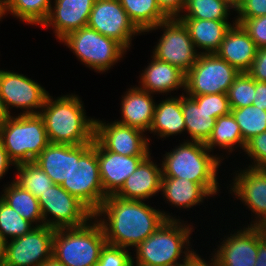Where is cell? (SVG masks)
Instances as JSON below:
<instances>
[{"label":"cell","mask_w":266,"mask_h":266,"mask_svg":"<svg viewBox=\"0 0 266 266\" xmlns=\"http://www.w3.org/2000/svg\"><path fill=\"white\" fill-rule=\"evenodd\" d=\"M94 218L101 225L108 244L127 249L137 247L165 220H174L175 217L143 201L109 195L94 212Z\"/></svg>","instance_id":"6da1fadb"},{"label":"cell","mask_w":266,"mask_h":266,"mask_svg":"<svg viewBox=\"0 0 266 266\" xmlns=\"http://www.w3.org/2000/svg\"><path fill=\"white\" fill-rule=\"evenodd\" d=\"M49 143L81 145L93 143L95 119L88 118L83 103L75 94L53 99L48 95L39 112Z\"/></svg>","instance_id":"7a4b0ae2"},{"label":"cell","mask_w":266,"mask_h":266,"mask_svg":"<svg viewBox=\"0 0 266 266\" xmlns=\"http://www.w3.org/2000/svg\"><path fill=\"white\" fill-rule=\"evenodd\" d=\"M163 160L162 177L185 178L200 184L211 196L218 193L217 171L222 159L210 155L205 143L186 140Z\"/></svg>","instance_id":"3957f363"},{"label":"cell","mask_w":266,"mask_h":266,"mask_svg":"<svg viewBox=\"0 0 266 266\" xmlns=\"http://www.w3.org/2000/svg\"><path fill=\"white\" fill-rule=\"evenodd\" d=\"M191 225L181 223L179 219L165 220L159 228L136 248V263L132 258V266H174L182 256H191L194 249L189 250ZM187 246V247H186ZM185 250L183 251V249ZM181 253H184L181 254Z\"/></svg>","instance_id":"277c9868"},{"label":"cell","mask_w":266,"mask_h":266,"mask_svg":"<svg viewBox=\"0 0 266 266\" xmlns=\"http://www.w3.org/2000/svg\"><path fill=\"white\" fill-rule=\"evenodd\" d=\"M94 220L80 227L55 229L52 257L65 266H96L107 242L101 225Z\"/></svg>","instance_id":"5b68a950"},{"label":"cell","mask_w":266,"mask_h":266,"mask_svg":"<svg viewBox=\"0 0 266 266\" xmlns=\"http://www.w3.org/2000/svg\"><path fill=\"white\" fill-rule=\"evenodd\" d=\"M61 186L93 213L101 206L107 196L100 178L96 139L93 143L71 145L70 175Z\"/></svg>","instance_id":"8992f818"},{"label":"cell","mask_w":266,"mask_h":266,"mask_svg":"<svg viewBox=\"0 0 266 266\" xmlns=\"http://www.w3.org/2000/svg\"><path fill=\"white\" fill-rule=\"evenodd\" d=\"M0 139L15 165L34 162L49 144L44 121L39 114L11 116L0 127Z\"/></svg>","instance_id":"52a82bcc"},{"label":"cell","mask_w":266,"mask_h":266,"mask_svg":"<svg viewBox=\"0 0 266 266\" xmlns=\"http://www.w3.org/2000/svg\"><path fill=\"white\" fill-rule=\"evenodd\" d=\"M60 42H64L82 63L98 73L112 68L127 52L114 39L87 26L68 33Z\"/></svg>","instance_id":"ba28073f"},{"label":"cell","mask_w":266,"mask_h":266,"mask_svg":"<svg viewBox=\"0 0 266 266\" xmlns=\"http://www.w3.org/2000/svg\"><path fill=\"white\" fill-rule=\"evenodd\" d=\"M239 71L214 54H199L196 63L186 73L185 91L188 96L228 92Z\"/></svg>","instance_id":"9c48e42d"},{"label":"cell","mask_w":266,"mask_h":266,"mask_svg":"<svg viewBox=\"0 0 266 266\" xmlns=\"http://www.w3.org/2000/svg\"><path fill=\"white\" fill-rule=\"evenodd\" d=\"M158 28H162L164 33L153 49V56L179 68L186 74L201 54V51L197 52L198 49L195 48L188 29L178 17H172L145 32Z\"/></svg>","instance_id":"30bf717a"},{"label":"cell","mask_w":266,"mask_h":266,"mask_svg":"<svg viewBox=\"0 0 266 266\" xmlns=\"http://www.w3.org/2000/svg\"><path fill=\"white\" fill-rule=\"evenodd\" d=\"M44 225L53 228L80 227L94 219V213L61 185L54 184L38 198ZM52 219H47L49 216Z\"/></svg>","instance_id":"8fae6325"},{"label":"cell","mask_w":266,"mask_h":266,"mask_svg":"<svg viewBox=\"0 0 266 266\" xmlns=\"http://www.w3.org/2000/svg\"><path fill=\"white\" fill-rule=\"evenodd\" d=\"M87 27L114 39L126 50L131 46L132 37L142 33L130 20L119 0H96Z\"/></svg>","instance_id":"7c38bea8"},{"label":"cell","mask_w":266,"mask_h":266,"mask_svg":"<svg viewBox=\"0 0 266 266\" xmlns=\"http://www.w3.org/2000/svg\"><path fill=\"white\" fill-rule=\"evenodd\" d=\"M54 233L55 229L42 225L8 240L5 266H42L52 257Z\"/></svg>","instance_id":"4fadbf2b"},{"label":"cell","mask_w":266,"mask_h":266,"mask_svg":"<svg viewBox=\"0 0 266 266\" xmlns=\"http://www.w3.org/2000/svg\"><path fill=\"white\" fill-rule=\"evenodd\" d=\"M0 95L9 113L16 107L24 109L20 114L28 115L39 114L49 93L26 75L0 70Z\"/></svg>","instance_id":"5bb4252c"},{"label":"cell","mask_w":266,"mask_h":266,"mask_svg":"<svg viewBox=\"0 0 266 266\" xmlns=\"http://www.w3.org/2000/svg\"><path fill=\"white\" fill-rule=\"evenodd\" d=\"M144 131L116 122L95 119V139L108 151L124 156H148L149 138Z\"/></svg>","instance_id":"9a60e30c"},{"label":"cell","mask_w":266,"mask_h":266,"mask_svg":"<svg viewBox=\"0 0 266 266\" xmlns=\"http://www.w3.org/2000/svg\"><path fill=\"white\" fill-rule=\"evenodd\" d=\"M265 235L261 226L244 227L230 234L221 242L213 257L219 266H255L258 253V241Z\"/></svg>","instance_id":"2e32d148"},{"label":"cell","mask_w":266,"mask_h":266,"mask_svg":"<svg viewBox=\"0 0 266 266\" xmlns=\"http://www.w3.org/2000/svg\"><path fill=\"white\" fill-rule=\"evenodd\" d=\"M234 177L230 193L255 214L256 221L250 226L262 227L266 224V168L245 167Z\"/></svg>","instance_id":"e0dca14e"},{"label":"cell","mask_w":266,"mask_h":266,"mask_svg":"<svg viewBox=\"0 0 266 266\" xmlns=\"http://www.w3.org/2000/svg\"><path fill=\"white\" fill-rule=\"evenodd\" d=\"M146 157L117 154L106 150L97 141V158L105 195H115L123 186L126 178L133 174Z\"/></svg>","instance_id":"ac0fdd59"},{"label":"cell","mask_w":266,"mask_h":266,"mask_svg":"<svg viewBox=\"0 0 266 266\" xmlns=\"http://www.w3.org/2000/svg\"><path fill=\"white\" fill-rule=\"evenodd\" d=\"M47 20L42 27L54 28L57 39L61 40L68 33L86 27L91 10L96 0H54Z\"/></svg>","instance_id":"d6986e66"},{"label":"cell","mask_w":266,"mask_h":266,"mask_svg":"<svg viewBox=\"0 0 266 266\" xmlns=\"http://www.w3.org/2000/svg\"><path fill=\"white\" fill-rule=\"evenodd\" d=\"M162 169L151 160L150 154L126 178L115 196L127 200L145 201L161 191Z\"/></svg>","instance_id":"ffe728a7"},{"label":"cell","mask_w":266,"mask_h":266,"mask_svg":"<svg viewBox=\"0 0 266 266\" xmlns=\"http://www.w3.org/2000/svg\"><path fill=\"white\" fill-rule=\"evenodd\" d=\"M258 47L241 24L232 23L216 54L239 72H247Z\"/></svg>","instance_id":"44dd1931"},{"label":"cell","mask_w":266,"mask_h":266,"mask_svg":"<svg viewBox=\"0 0 266 266\" xmlns=\"http://www.w3.org/2000/svg\"><path fill=\"white\" fill-rule=\"evenodd\" d=\"M154 101L151 93L138 86L128 89L120 104L122 120L116 122L148 131L153 121Z\"/></svg>","instance_id":"7402d4cb"},{"label":"cell","mask_w":266,"mask_h":266,"mask_svg":"<svg viewBox=\"0 0 266 266\" xmlns=\"http://www.w3.org/2000/svg\"><path fill=\"white\" fill-rule=\"evenodd\" d=\"M151 57V63L140 75L139 87L151 94L167 93L179 88L185 91L186 74L167 62Z\"/></svg>","instance_id":"603a6c76"},{"label":"cell","mask_w":266,"mask_h":266,"mask_svg":"<svg viewBox=\"0 0 266 266\" xmlns=\"http://www.w3.org/2000/svg\"><path fill=\"white\" fill-rule=\"evenodd\" d=\"M188 29L195 48L202 49L201 54H214L220 48L231 23L228 20L180 19Z\"/></svg>","instance_id":"cb8c5ba5"},{"label":"cell","mask_w":266,"mask_h":266,"mask_svg":"<svg viewBox=\"0 0 266 266\" xmlns=\"http://www.w3.org/2000/svg\"><path fill=\"white\" fill-rule=\"evenodd\" d=\"M186 130L182 112V95L160 101L155 104L153 121L149 131L158 134L160 138L181 134Z\"/></svg>","instance_id":"d4e9b609"},{"label":"cell","mask_w":266,"mask_h":266,"mask_svg":"<svg viewBox=\"0 0 266 266\" xmlns=\"http://www.w3.org/2000/svg\"><path fill=\"white\" fill-rule=\"evenodd\" d=\"M161 191L168 202L178 208H191L211 195L198 183L187 179L162 177Z\"/></svg>","instance_id":"484cf974"},{"label":"cell","mask_w":266,"mask_h":266,"mask_svg":"<svg viewBox=\"0 0 266 266\" xmlns=\"http://www.w3.org/2000/svg\"><path fill=\"white\" fill-rule=\"evenodd\" d=\"M34 162L54 184L61 185L70 175L71 145L49 143Z\"/></svg>","instance_id":"4316f807"},{"label":"cell","mask_w":266,"mask_h":266,"mask_svg":"<svg viewBox=\"0 0 266 266\" xmlns=\"http://www.w3.org/2000/svg\"><path fill=\"white\" fill-rule=\"evenodd\" d=\"M182 93V112L185 119L186 131L191 141L206 143L215 126L216 118L206 111L188 95Z\"/></svg>","instance_id":"83f0119b"},{"label":"cell","mask_w":266,"mask_h":266,"mask_svg":"<svg viewBox=\"0 0 266 266\" xmlns=\"http://www.w3.org/2000/svg\"><path fill=\"white\" fill-rule=\"evenodd\" d=\"M3 191L0 198L24 219L35 223V227L44 225L38 198L23 189L15 180L9 186L5 185Z\"/></svg>","instance_id":"f1b7e54d"},{"label":"cell","mask_w":266,"mask_h":266,"mask_svg":"<svg viewBox=\"0 0 266 266\" xmlns=\"http://www.w3.org/2000/svg\"><path fill=\"white\" fill-rule=\"evenodd\" d=\"M130 20L145 32L169 17L160 9L156 0H119Z\"/></svg>","instance_id":"f546056e"},{"label":"cell","mask_w":266,"mask_h":266,"mask_svg":"<svg viewBox=\"0 0 266 266\" xmlns=\"http://www.w3.org/2000/svg\"><path fill=\"white\" fill-rule=\"evenodd\" d=\"M236 145L237 147H242L241 149L244 150L246 142L243 140L239 125L230 112L216 119L212 134L205 143V146L210 152L216 146L225 150L229 149L228 152L230 154L236 148Z\"/></svg>","instance_id":"4dcf8cb0"},{"label":"cell","mask_w":266,"mask_h":266,"mask_svg":"<svg viewBox=\"0 0 266 266\" xmlns=\"http://www.w3.org/2000/svg\"><path fill=\"white\" fill-rule=\"evenodd\" d=\"M51 6V0H5L6 14L11 13L13 17L32 25L42 26Z\"/></svg>","instance_id":"1f68e13d"},{"label":"cell","mask_w":266,"mask_h":266,"mask_svg":"<svg viewBox=\"0 0 266 266\" xmlns=\"http://www.w3.org/2000/svg\"><path fill=\"white\" fill-rule=\"evenodd\" d=\"M230 9H235L227 0H186L185 15L179 19L228 20ZM187 13V14H186Z\"/></svg>","instance_id":"d6a6232c"},{"label":"cell","mask_w":266,"mask_h":266,"mask_svg":"<svg viewBox=\"0 0 266 266\" xmlns=\"http://www.w3.org/2000/svg\"><path fill=\"white\" fill-rule=\"evenodd\" d=\"M15 167L18 170L15 182L36 198L54 185L50 177L35 162L19 163Z\"/></svg>","instance_id":"836d02e7"},{"label":"cell","mask_w":266,"mask_h":266,"mask_svg":"<svg viewBox=\"0 0 266 266\" xmlns=\"http://www.w3.org/2000/svg\"><path fill=\"white\" fill-rule=\"evenodd\" d=\"M231 114L239 125L245 142L266 131V111L262 108L251 105L231 109Z\"/></svg>","instance_id":"e575fe53"},{"label":"cell","mask_w":266,"mask_h":266,"mask_svg":"<svg viewBox=\"0 0 266 266\" xmlns=\"http://www.w3.org/2000/svg\"><path fill=\"white\" fill-rule=\"evenodd\" d=\"M34 224L24 219L0 198V236L8 241L28 234Z\"/></svg>","instance_id":"d590c367"},{"label":"cell","mask_w":266,"mask_h":266,"mask_svg":"<svg viewBox=\"0 0 266 266\" xmlns=\"http://www.w3.org/2000/svg\"><path fill=\"white\" fill-rule=\"evenodd\" d=\"M254 95L255 80L247 72H240L227 92L230 108L251 106Z\"/></svg>","instance_id":"8d00e7d4"},{"label":"cell","mask_w":266,"mask_h":266,"mask_svg":"<svg viewBox=\"0 0 266 266\" xmlns=\"http://www.w3.org/2000/svg\"><path fill=\"white\" fill-rule=\"evenodd\" d=\"M197 105L213 114L214 118L229 114L231 112L228 96L226 93L190 96Z\"/></svg>","instance_id":"74e56055"},{"label":"cell","mask_w":266,"mask_h":266,"mask_svg":"<svg viewBox=\"0 0 266 266\" xmlns=\"http://www.w3.org/2000/svg\"><path fill=\"white\" fill-rule=\"evenodd\" d=\"M128 250L106 243L96 266H132L133 257Z\"/></svg>","instance_id":"f35d334b"},{"label":"cell","mask_w":266,"mask_h":266,"mask_svg":"<svg viewBox=\"0 0 266 266\" xmlns=\"http://www.w3.org/2000/svg\"><path fill=\"white\" fill-rule=\"evenodd\" d=\"M244 152L253 160L248 167L266 168V131L248 140Z\"/></svg>","instance_id":"ab89813d"},{"label":"cell","mask_w":266,"mask_h":266,"mask_svg":"<svg viewBox=\"0 0 266 266\" xmlns=\"http://www.w3.org/2000/svg\"><path fill=\"white\" fill-rule=\"evenodd\" d=\"M247 31L258 48H266V15L248 19H235Z\"/></svg>","instance_id":"60d3db41"},{"label":"cell","mask_w":266,"mask_h":266,"mask_svg":"<svg viewBox=\"0 0 266 266\" xmlns=\"http://www.w3.org/2000/svg\"><path fill=\"white\" fill-rule=\"evenodd\" d=\"M236 19H248L266 15V0H242L235 8Z\"/></svg>","instance_id":"b9f144b4"},{"label":"cell","mask_w":266,"mask_h":266,"mask_svg":"<svg viewBox=\"0 0 266 266\" xmlns=\"http://www.w3.org/2000/svg\"><path fill=\"white\" fill-rule=\"evenodd\" d=\"M247 73L257 81L266 82V48H258Z\"/></svg>","instance_id":"7bdbcfd3"},{"label":"cell","mask_w":266,"mask_h":266,"mask_svg":"<svg viewBox=\"0 0 266 266\" xmlns=\"http://www.w3.org/2000/svg\"><path fill=\"white\" fill-rule=\"evenodd\" d=\"M160 9L169 17H179L184 13L186 0H156Z\"/></svg>","instance_id":"ee69618b"},{"label":"cell","mask_w":266,"mask_h":266,"mask_svg":"<svg viewBox=\"0 0 266 266\" xmlns=\"http://www.w3.org/2000/svg\"><path fill=\"white\" fill-rule=\"evenodd\" d=\"M253 106L262 108L266 111V82L255 80V95Z\"/></svg>","instance_id":"f6af8a7d"},{"label":"cell","mask_w":266,"mask_h":266,"mask_svg":"<svg viewBox=\"0 0 266 266\" xmlns=\"http://www.w3.org/2000/svg\"><path fill=\"white\" fill-rule=\"evenodd\" d=\"M14 165L15 163L9 158L7 151L3 147L2 141L0 139V179L8 171L9 166Z\"/></svg>","instance_id":"bcb514c9"},{"label":"cell","mask_w":266,"mask_h":266,"mask_svg":"<svg viewBox=\"0 0 266 266\" xmlns=\"http://www.w3.org/2000/svg\"><path fill=\"white\" fill-rule=\"evenodd\" d=\"M255 266H266V234L258 241V253Z\"/></svg>","instance_id":"7dc6e473"},{"label":"cell","mask_w":266,"mask_h":266,"mask_svg":"<svg viewBox=\"0 0 266 266\" xmlns=\"http://www.w3.org/2000/svg\"><path fill=\"white\" fill-rule=\"evenodd\" d=\"M211 261L212 262L208 264V262L202 259L196 252L190 256V266H219L218 261L214 257L211 258Z\"/></svg>","instance_id":"c3c4849f"},{"label":"cell","mask_w":266,"mask_h":266,"mask_svg":"<svg viewBox=\"0 0 266 266\" xmlns=\"http://www.w3.org/2000/svg\"><path fill=\"white\" fill-rule=\"evenodd\" d=\"M12 115L6 108L4 100L0 95V127L11 117Z\"/></svg>","instance_id":"681fc988"},{"label":"cell","mask_w":266,"mask_h":266,"mask_svg":"<svg viewBox=\"0 0 266 266\" xmlns=\"http://www.w3.org/2000/svg\"><path fill=\"white\" fill-rule=\"evenodd\" d=\"M7 241L0 236V266H5Z\"/></svg>","instance_id":"f907efd6"},{"label":"cell","mask_w":266,"mask_h":266,"mask_svg":"<svg viewBox=\"0 0 266 266\" xmlns=\"http://www.w3.org/2000/svg\"><path fill=\"white\" fill-rule=\"evenodd\" d=\"M42 266H65L57 261L54 257H51L48 261H46Z\"/></svg>","instance_id":"816d5d0a"},{"label":"cell","mask_w":266,"mask_h":266,"mask_svg":"<svg viewBox=\"0 0 266 266\" xmlns=\"http://www.w3.org/2000/svg\"><path fill=\"white\" fill-rule=\"evenodd\" d=\"M3 15H6V10H5V0H0V21L3 17Z\"/></svg>","instance_id":"f5cc1de1"},{"label":"cell","mask_w":266,"mask_h":266,"mask_svg":"<svg viewBox=\"0 0 266 266\" xmlns=\"http://www.w3.org/2000/svg\"><path fill=\"white\" fill-rule=\"evenodd\" d=\"M181 261L183 262L174 266H190V256H184Z\"/></svg>","instance_id":"db71d44e"},{"label":"cell","mask_w":266,"mask_h":266,"mask_svg":"<svg viewBox=\"0 0 266 266\" xmlns=\"http://www.w3.org/2000/svg\"><path fill=\"white\" fill-rule=\"evenodd\" d=\"M233 7H237L242 0H227Z\"/></svg>","instance_id":"11a10c76"},{"label":"cell","mask_w":266,"mask_h":266,"mask_svg":"<svg viewBox=\"0 0 266 266\" xmlns=\"http://www.w3.org/2000/svg\"><path fill=\"white\" fill-rule=\"evenodd\" d=\"M264 228L265 234H266V224L262 226Z\"/></svg>","instance_id":"9f6ffc18"}]
</instances>
